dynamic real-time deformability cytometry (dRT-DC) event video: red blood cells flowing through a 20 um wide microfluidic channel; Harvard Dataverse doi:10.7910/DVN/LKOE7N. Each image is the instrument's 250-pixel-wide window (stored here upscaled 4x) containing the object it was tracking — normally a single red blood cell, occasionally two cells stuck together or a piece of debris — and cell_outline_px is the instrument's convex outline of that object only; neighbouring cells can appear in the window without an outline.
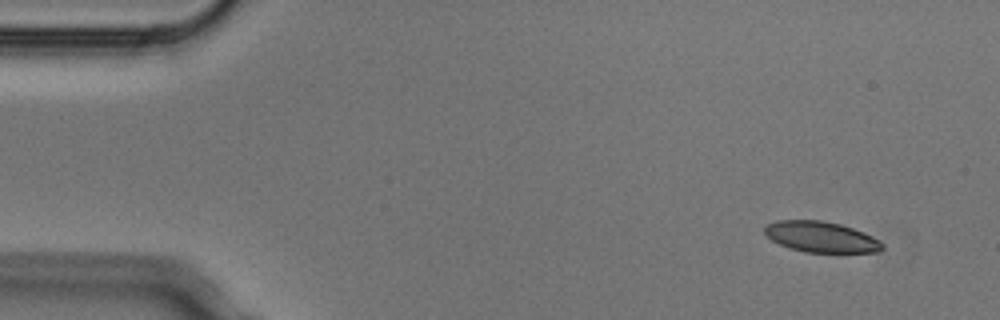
{"species": "Egyptian fruit bat (a non-hibernating species)", "species_latin": "Rousettus aegyptiacus", "temperature_condition": "cold", "stored_images_in_passage": 5, "segment_of_instrument_passage": [2, 2], "camera_frame_rate_fps": 3000, "um_per_image_px": 0.085, "animal": {"sex": "male"}, "frame": {"image": 1, "passage_image": 5, "time_ms": 1.333, "image_size_px": [1000, 320], "cell_outline_px": [[884, 248], [880, 252], [804, 252], [788, 248], [772, 240], [764, 232], [764, 228], [768, 224], [776, 220], [820, 220], [840, 224], [864, 232], [872, 236], [884, 244]], "centroid_in_image_um": [69.8, 20.14], "position_along_channel_um": 15.2, "area_um2": 21.1}}